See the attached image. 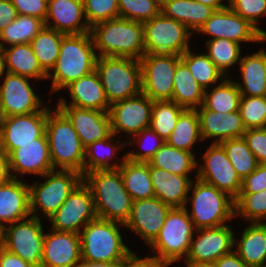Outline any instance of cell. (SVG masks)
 <instances>
[{"instance_id": "obj_6", "label": "cell", "mask_w": 266, "mask_h": 267, "mask_svg": "<svg viewBox=\"0 0 266 267\" xmlns=\"http://www.w3.org/2000/svg\"><path fill=\"white\" fill-rule=\"evenodd\" d=\"M95 71L99 75L106 99L110 105L142 93L140 60L97 56Z\"/></svg>"}, {"instance_id": "obj_9", "label": "cell", "mask_w": 266, "mask_h": 267, "mask_svg": "<svg viewBox=\"0 0 266 267\" xmlns=\"http://www.w3.org/2000/svg\"><path fill=\"white\" fill-rule=\"evenodd\" d=\"M47 180L29 187L30 212L38 217L37 206L47 217H51L67 199L75 187L83 180L81 173L73 170L50 171L43 175Z\"/></svg>"}, {"instance_id": "obj_51", "label": "cell", "mask_w": 266, "mask_h": 267, "mask_svg": "<svg viewBox=\"0 0 266 267\" xmlns=\"http://www.w3.org/2000/svg\"><path fill=\"white\" fill-rule=\"evenodd\" d=\"M243 138L258 163L266 164V128L248 129Z\"/></svg>"}, {"instance_id": "obj_19", "label": "cell", "mask_w": 266, "mask_h": 267, "mask_svg": "<svg viewBox=\"0 0 266 267\" xmlns=\"http://www.w3.org/2000/svg\"><path fill=\"white\" fill-rule=\"evenodd\" d=\"M28 77L6 72L3 84L0 86V108L3 117L48 111L40 107L41 100L34 93Z\"/></svg>"}, {"instance_id": "obj_54", "label": "cell", "mask_w": 266, "mask_h": 267, "mask_svg": "<svg viewBox=\"0 0 266 267\" xmlns=\"http://www.w3.org/2000/svg\"><path fill=\"white\" fill-rule=\"evenodd\" d=\"M18 16L17 10L12 5L11 0H3L0 2V33Z\"/></svg>"}, {"instance_id": "obj_14", "label": "cell", "mask_w": 266, "mask_h": 267, "mask_svg": "<svg viewBox=\"0 0 266 267\" xmlns=\"http://www.w3.org/2000/svg\"><path fill=\"white\" fill-rule=\"evenodd\" d=\"M203 157L205 165L199 167L197 178L215 186L235 200L240 193L242 180L233 168L223 146L220 143H212Z\"/></svg>"}, {"instance_id": "obj_39", "label": "cell", "mask_w": 266, "mask_h": 267, "mask_svg": "<svg viewBox=\"0 0 266 267\" xmlns=\"http://www.w3.org/2000/svg\"><path fill=\"white\" fill-rule=\"evenodd\" d=\"M45 27L44 21L35 16L18 15L0 33V40L9 45L27 44Z\"/></svg>"}, {"instance_id": "obj_33", "label": "cell", "mask_w": 266, "mask_h": 267, "mask_svg": "<svg viewBox=\"0 0 266 267\" xmlns=\"http://www.w3.org/2000/svg\"><path fill=\"white\" fill-rule=\"evenodd\" d=\"M215 10L196 0H174L161 8V13L168 18L177 20L188 29L198 31L211 17Z\"/></svg>"}, {"instance_id": "obj_42", "label": "cell", "mask_w": 266, "mask_h": 267, "mask_svg": "<svg viewBox=\"0 0 266 267\" xmlns=\"http://www.w3.org/2000/svg\"><path fill=\"white\" fill-rule=\"evenodd\" d=\"M181 60L187 65L196 82L204 89L217 83L221 77L225 78L207 54L194 55L189 48L181 55Z\"/></svg>"}, {"instance_id": "obj_44", "label": "cell", "mask_w": 266, "mask_h": 267, "mask_svg": "<svg viewBox=\"0 0 266 267\" xmlns=\"http://www.w3.org/2000/svg\"><path fill=\"white\" fill-rule=\"evenodd\" d=\"M208 57L216 67L227 77V69L240 60V43L229 39H210L206 42Z\"/></svg>"}, {"instance_id": "obj_28", "label": "cell", "mask_w": 266, "mask_h": 267, "mask_svg": "<svg viewBox=\"0 0 266 267\" xmlns=\"http://www.w3.org/2000/svg\"><path fill=\"white\" fill-rule=\"evenodd\" d=\"M29 185L17 178L0 184V228L3 221L11 224L28 218L30 212Z\"/></svg>"}, {"instance_id": "obj_25", "label": "cell", "mask_w": 266, "mask_h": 267, "mask_svg": "<svg viewBox=\"0 0 266 267\" xmlns=\"http://www.w3.org/2000/svg\"><path fill=\"white\" fill-rule=\"evenodd\" d=\"M82 18L85 19L83 0H48L44 25L65 35L88 33L90 27L86 21L80 23Z\"/></svg>"}, {"instance_id": "obj_62", "label": "cell", "mask_w": 266, "mask_h": 267, "mask_svg": "<svg viewBox=\"0 0 266 267\" xmlns=\"http://www.w3.org/2000/svg\"><path fill=\"white\" fill-rule=\"evenodd\" d=\"M174 0H157L159 6L162 8L165 4L173 2Z\"/></svg>"}, {"instance_id": "obj_12", "label": "cell", "mask_w": 266, "mask_h": 267, "mask_svg": "<svg viewBox=\"0 0 266 267\" xmlns=\"http://www.w3.org/2000/svg\"><path fill=\"white\" fill-rule=\"evenodd\" d=\"M2 235L6 250L36 267L41 266L45 234L39 217L31 216L11 223L2 229Z\"/></svg>"}, {"instance_id": "obj_57", "label": "cell", "mask_w": 266, "mask_h": 267, "mask_svg": "<svg viewBox=\"0 0 266 267\" xmlns=\"http://www.w3.org/2000/svg\"><path fill=\"white\" fill-rule=\"evenodd\" d=\"M213 265L214 267H250L246 265L233 250L230 253L222 255Z\"/></svg>"}, {"instance_id": "obj_17", "label": "cell", "mask_w": 266, "mask_h": 267, "mask_svg": "<svg viewBox=\"0 0 266 267\" xmlns=\"http://www.w3.org/2000/svg\"><path fill=\"white\" fill-rule=\"evenodd\" d=\"M198 31L213 36L211 39L223 38L237 43L266 40L256 27L236 14L229 6L215 10Z\"/></svg>"}, {"instance_id": "obj_3", "label": "cell", "mask_w": 266, "mask_h": 267, "mask_svg": "<svg viewBox=\"0 0 266 267\" xmlns=\"http://www.w3.org/2000/svg\"><path fill=\"white\" fill-rule=\"evenodd\" d=\"M90 32L83 34L64 35L54 73H48L47 78H53L51 90L58 91L79 78L95 70L97 54ZM52 74V75H51Z\"/></svg>"}, {"instance_id": "obj_2", "label": "cell", "mask_w": 266, "mask_h": 267, "mask_svg": "<svg viewBox=\"0 0 266 267\" xmlns=\"http://www.w3.org/2000/svg\"><path fill=\"white\" fill-rule=\"evenodd\" d=\"M89 186L97 218L125 224L132 199L124 187L119 169L90 171L83 176Z\"/></svg>"}, {"instance_id": "obj_45", "label": "cell", "mask_w": 266, "mask_h": 267, "mask_svg": "<svg viewBox=\"0 0 266 267\" xmlns=\"http://www.w3.org/2000/svg\"><path fill=\"white\" fill-rule=\"evenodd\" d=\"M234 203L235 216L241 215L250 223H258L266 218V189L257 193H239Z\"/></svg>"}, {"instance_id": "obj_26", "label": "cell", "mask_w": 266, "mask_h": 267, "mask_svg": "<svg viewBox=\"0 0 266 267\" xmlns=\"http://www.w3.org/2000/svg\"><path fill=\"white\" fill-rule=\"evenodd\" d=\"M154 195L171 208L186 207L191 180L188 176H180L149 164Z\"/></svg>"}, {"instance_id": "obj_27", "label": "cell", "mask_w": 266, "mask_h": 267, "mask_svg": "<svg viewBox=\"0 0 266 267\" xmlns=\"http://www.w3.org/2000/svg\"><path fill=\"white\" fill-rule=\"evenodd\" d=\"M65 88L69 89L72 102L68 105L66 104V100L62 98L59 100L57 106H74L82 109L109 112L110 104L106 99L104 88L95 70L73 81Z\"/></svg>"}, {"instance_id": "obj_37", "label": "cell", "mask_w": 266, "mask_h": 267, "mask_svg": "<svg viewBox=\"0 0 266 267\" xmlns=\"http://www.w3.org/2000/svg\"><path fill=\"white\" fill-rule=\"evenodd\" d=\"M64 35L45 26L30 42L39 65L47 74L58 60Z\"/></svg>"}, {"instance_id": "obj_48", "label": "cell", "mask_w": 266, "mask_h": 267, "mask_svg": "<svg viewBox=\"0 0 266 267\" xmlns=\"http://www.w3.org/2000/svg\"><path fill=\"white\" fill-rule=\"evenodd\" d=\"M85 21L95 24L119 17L118 0H83Z\"/></svg>"}, {"instance_id": "obj_56", "label": "cell", "mask_w": 266, "mask_h": 267, "mask_svg": "<svg viewBox=\"0 0 266 267\" xmlns=\"http://www.w3.org/2000/svg\"><path fill=\"white\" fill-rule=\"evenodd\" d=\"M0 267H36L3 248L0 252Z\"/></svg>"}, {"instance_id": "obj_21", "label": "cell", "mask_w": 266, "mask_h": 267, "mask_svg": "<svg viewBox=\"0 0 266 267\" xmlns=\"http://www.w3.org/2000/svg\"><path fill=\"white\" fill-rule=\"evenodd\" d=\"M57 108L71 122L84 148L112 134L109 112L74 106H57Z\"/></svg>"}, {"instance_id": "obj_43", "label": "cell", "mask_w": 266, "mask_h": 267, "mask_svg": "<svg viewBox=\"0 0 266 267\" xmlns=\"http://www.w3.org/2000/svg\"><path fill=\"white\" fill-rule=\"evenodd\" d=\"M112 136L115 137V135L112 133L109 137L95 141L94 143H91L84 148V175L90 171L96 170H115L122 165L123 160L120 162L121 164L118 163L111 165L110 163H108L109 159L111 160L113 158V151H116L120 148V146H112ZM104 147L107 148L108 151H105L106 153H104V156H101L99 152L101 149H104ZM86 158L88 159V161Z\"/></svg>"}, {"instance_id": "obj_29", "label": "cell", "mask_w": 266, "mask_h": 267, "mask_svg": "<svg viewBox=\"0 0 266 267\" xmlns=\"http://www.w3.org/2000/svg\"><path fill=\"white\" fill-rule=\"evenodd\" d=\"M241 83L235 82L241 96H266V51L240 58Z\"/></svg>"}, {"instance_id": "obj_24", "label": "cell", "mask_w": 266, "mask_h": 267, "mask_svg": "<svg viewBox=\"0 0 266 267\" xmlns=\"http://www.w3.org/2000/svg\"><path fill=\"white\" fill-rule=\"evenodd\" d=\"M196 111L199 117L201 140L214 137L216 140L213 143H220L227 139L241 138L246 132L239 111L213 112L202 105L196 108Z\"/></svg>"}, {"instance_id": "obj_5", "label": "cell", "mask_w": 266, "mask_h": 267, "mask_svg": "<svg viewBox=\"0 0 266 267\" xmlns=\"http://www.w3.org/2000/svg\"><path fill=\"white\" fill-rule=\"evenodd\" d=\"M45 134L53 170L77 171L84 176V147L68 118L57 108H48Z\"/></svg>"}, {"instance_id": "obj_41", "label": "cell", "mask_w": 266, "mask_h": 267, "mask_svg": "<svg viewBox=\"0 0 266 267\" xmlns=\"http://www.w3.org/2000/svg\"><path fill=\"white\" fill-rule=\"evenodd\" d=\"M220 144L223 146L237 175L243 180L250 175L259 165L255 155L248 148L243 137L227 139Z\"/></svg>"}, {"instance_id": "obj_16", "label": "cell", "mask_w": 266, "mask_h": 267, "mask_svg": "<svg viewBox=\"0 0 266 267\" xmlns=\"http://www.w3.org/2000/svg\"><path fill=\"white\" fill-rule=\"evenodd\" d=\"M197 231L201 235L196 240L192 238L188 255L184 258L187 266L213 264L222 255L233 250L235 237L230 226L200 228Z\"/></svg>"}, {"instance_id": "obj_4", "label": "cell", "mask_w": 266, "mask_h": 267, "mask_svg": "<svg viewBox=\"0 0 266 267\" xmlns=\"http://www.w3.org/2000/svg\"><path fill=\"white\" fill-rule=\"evenodd\" d=\"M117 224L124 226L96 218L83 227L79 233L83 261L125 263L133 252L123 243Z\"/></svg>"}, {"instance_id": "obj_46", "label": "cell", "mask_w": 266, "mask_h": 267, "mask_svg": "<svg viewBox=\"0 0 266 267\" xmlns=\"http://www.w3.org/2000/svg\"><path fill=\"white\" fill-rule=\"evenodd\" d=\"M238 111L246 130L266 128V96H241Z\"/></svg>"}, {"instance_id": "obj_30", "label": "cell", "mask_w": 266, "mask_h": 267, "mask_svg": "<svg viewBox=\"0 0 266 267\" xmlns=\"http://www.w3.org/2000/svg\"><path fill=\"white\" fill-rule=\"evenodd\" d=\"M237 255L250 267H266V223H251L242 233Z\"/></svg>"}, {"instance_id": "obj_18", "label": "cell", "mask_w": 266, "mask_h": 267, "mask_svg": "<svg viewBox=\"0 0 266 267\" xmlns=\"http://www.w3.org/2000/svg\"><path fill=\"white\" fill-rule=\"evenodd\" d=\"M153 101L141 93L131 98L114 102L110 105L111 131L126 132L136 135L151 125V109Z\"/></svg>"}, {"instance_id": "obj_49", "label": "cell", "mask_w": 266, "mask_h": 267, "mask_svg": "<svg viewBox=\"0 0 266 267\" xmlns=\"http://www.w3.org/2000/svg\"><path fill=\"white\" fill-rule=\"evenodd\" d=\"M228 2V6L236 14L249 21L266 37V31L257 26L258 18L266 15V0H229Z\"/></svg>"}, {"instance_id": "obj_65", "label": "cell", "mask_w": 266, "mask_h": 267, "mask_svg": "<svg viewBox=\"0 0 266 267\" xmlns=\"http://www.w3.org/2000/svg\"><path fill=\"white\" fill-rule=\"evenodd\" d=\"M2 121H3V115H2V112H1V108H0V126L2 124Z\"/></svg>"}, {"instance_id": "obj_59", "label": "cell", "mask_w": 266, "mask_h": 267, "mask_svg": "<svg viewBox=\"0 0 266 267\" xmlns=\"http://www.w3.org/2000/svg\"><path fill=\"white\" fill-rule=\"evenodd\" d=\"M78 267H124V263L89 262L82 260Z\"/></svg>"}, {"instance_id": "obj_7", "label": "cell", "mask_w": 266, "mask_h": 267, "mask_svg": "<svg viewBox=\"0 0 266 267\" xmlns=\"http://www.w3.org/2000/svg\"><path fill=\"white\" fill-rule=\"evenodd\" d=\"M194 225L186 207L171 208L155 241L150 245L153 258L171 265L187 256L194 233Z\"/></svg>"}, {"instance_id": "obj_52", "label": "cell", "mask_w": 266, "mask_h": 267, "mask_svg": "<svg viewBox=\"0 0 266 267\" xmlns=\"http://www.w3.org/2000/svg\"><path fill=\"white\" fill-rule=\"evenodd\" d=\"M18 15L35 16L45 21L48 0H11Z\"/></svg>"}, {"instance_id": "obj_10", "label": "cell", "mask_w": 266, "mask_h": 267, "mask_svg": "<svg viewBox=\"0 0 266 267\" xmlns=\"http://www.w3.org/2000/svg\"><path fill=\"white\" fill-rule=\"evenodd\" d=\"M143 24L145 53H165L181 56L189 49L193 32L177 20L162 13Z\"/></svg>"}, {"instance_id": "obj_20", "label": "cell", "mask_w": 266, "mask_h": 267, "mask_svg": "<svg viewBox=\"0 0 266 267\" xmlns=\"http://www.w3.org/2000/svg\"><path fill=\"white\" fill-rule=\"evenodd\" d=\"M170 209L157 197L132 201L131 214L124 226L151 245L159 235Z\"/></svg>"}, {"instance_id": "obj_11", "label": "cell", "mask_w": 266, "mask_h": 267, "mask_svg": "<svg viewBox=\"0 0 266 267\" xmlns=\"http://www.w3.org/2000/svg\"><path fill=\"white\" fill-rule=\"evenodd\" d=\"M181 56L165 53H145L141 59L142 93L152 101L171 100L173 78Z\"/></svg>"}, {"instance_id": "obj_55", "label": "cell", "mask_w": 266, "mask_h": 267, "mask_svg": "<svg viewBox=\"0 0 266 267\" xmlns=\"http://www.w3.org/2000/svg\"><path fill=\"white\" fill-rule=\"evenodd\" d=\"M167 263L153 257L139 258L134 253L125 261L124 267H167Z\"/></svg>"}, {"instance_id": "obj_63", "label": "cell", "mask_w": 266, "mask_h": 267, "mask_svg": "<svg viewBox=\"0 0 266 267\" xmlns=\"http://www.w3.org/2000/svg\"><path fill=\"white\" fill-rule=\"evenodd\" d=\"M187 267H214L213 264H204V265H193V266H187Z\"/></svg>"}, {"instance_id": "obj_61", "label": "cell", "mask_w": 266, "mask_h": 267, "mask_svg": "<svg viewBox=\"0 0 266 267\" xmlns=\"http://www.w3.org/2000/svg\"><path fill=\"white\" fill-rule=\"evenodd\" d=\"M6 68V58L2 47L0 46V77L4 74Z\"/></svg>"}, {"instance_id": "obj_22", "label": "cell", "mask_w": 266, "mask_h": 267, "mask_svg": "<svg viewBox=\"0 0 266 267\" xmlns=\"http://www.w3.org/2000/svg\"><path fill=\"white\" fill-rule=\"evenodd\" d=\"M81 261L79 234L52 230L44 235L40 267H78Z\"/></svg>"}, {"instance_id": "obj_1", "label": "cell", "mask_w": 266, "mask_h": 267, "mask_svg": "<svg viewBox=\"0 0 266 267\" xmlns=\"http://www.w3.org/2000/svg\"><path fill=\"white\" fill-rule=\"evenodd\" d=\"M98 56L122 57L140 60L145 54L143 24L117 17L90 28Z\"/></svg>"}, {"instance_id": "obj_53", "label": "cell", "mask_w": 266, "mask_h": 267, "mask_svg": "<svg viewBox=\"0 0 266 267\" xmlns=\"http://www.w3.org/2000/svg\"><path fill=\"white\" fill-rule=\"evenodd\" d=\"M266 189V164L258 167L242 180L240 193H257Z\"/></svg>"}, {"instance_id": "obj_38", "label": "cell", "mask_w": 266, "mask_h": 267, "mask_svg": "<svg viewBox=\"0 0 266 267\" xmlns=\"http://www.w3.org/2000/svg\"><path fill=\"white\" fill-rule=\"evenodd\" d=\"M201 139L196 109H184L166 143L174 148L192 152L193 144Z\"/></svg>"}, {"instance_id": "obj_40", "label": "cell", "mask_w": 266, "mask_h": 267, "mask_svg": "<svg viewBox=\"0 0 266 267\" xmlns=\"http://www.w3.org/2000/svg\"><path fill=\"white\" fill-rule=\"evenodd\" d=\"M184 109L172 100L153 101L150 127L164 142L169 138Z\"/></svg>"}, {"instance_id": "obj_64", "label": "cell", "mask_w": 266, "mask_h": 267, "mask_svg": "<svg viewBox=\"0 0 266 267\" xmlns=\"http://www.w3.org/2000/svg\"><path fill=\"white\" fill-rule=\"evenodd\" d=\"M3 248V236H0V252Z\"/></svg>"}, {"instance_id": "obj_13", "label": "cell", "mask_w": 266, "mask_h": 267, "mask_svg": "<svg viewBox=\"0 0 266 267\" xmlns=\"http://www.w3.org/2000/svg\"><path fill=\"white\" fill-rule=\"evenodd\" d=\"M96 218L92 192L82 180L48 219L52 222V230L79 234L87 223Z\"/></svg>"}, {"instance_id": "obj_35", "label": "cell", "mask_w": 266, "mask_h": 267, "mask_svg": "<svg viewBox=\"0 0 266 267\" xmlns=\"http://www.w3.org/2000/svg\"><path fill=\"white\" fill-rule=\"evenodd\" d=\"M148 163L151 166L180 176H188V172L194 171L198 165L192 152L174 148L166 142L163 143Z\"/></svg>"}, {"instance_id": "obj_47", "label": "cell", "mask_w": 266, "mask_h": 267, "mask_svg": "<svg viewBox=\"0 0 266 267\" xmlns=\"http://www.w3.org/2000/svg\"><path fill=\"white\" fill-rule=\"evenodd\" d=\"M118 8L119 17L141 23L161 13L157 0H118Z\"/></svg>"}, {"instance_id": "obj_32", "label": "cell", "mask_w": 266, "mask_h": 267, "mask_svg": "<svg viewBox=\"0 0 266 267\" xmlns=\"http://www.w3.org/2000/svg\"><path fill=\"white\" fill-rule=\"evenodd\" d=\"M5 44L0 42L5 58L7 73L25 76L28 78H37L45 80L47 73L41 68L33 52L30 43L11 45L5 48Z\"/></svg>"}, {"instance_id": "obj_23", "label": "cell", "mask_w": 266, "mask_h": 267, "mask_svg": "<svg viewBox=\"0 0 266 267\" xmlns=\"http://www.w3.org/2000/svg\"><path fill=\"white\" fill-rule=\"evenodd\" d=\"M11 178H17L11 172L21 174H37L43 176L53 171L47 136L44 133L36 139V143L19 145L8 155Z\"/></svg>"}, {"instance_id": "obj_66", "label": "cell", "mask_w": 266, "mask_h": 267, "mask_svg": "<svg viewBox=\"0 0 266 267\" xmlns=\"http://www.w3.org/2000/svg\"><path fill=\"white\" fill-rule=\"evenodd\" d=\"M0 236H3V235H2V229H1V228H0Z\"/></svg>"}, {"instance_id": "obj_31", "label": "cell", "mask_w": 266, "mask_h": 267, "mask_svg": "<svg viewBox=\"0 0 266 267\" xmlns=\"http://www.w3.org/2000/svg\"><path fill=\"white\" fill-rule=\"evenodd\" d=\"M118 168L126 191L133 201L155 197L148 162H134L123 156Z\"/></svg>"}, {"instance_id": "obj_60", "label": "cell", "mask_w": 266, "mask_h": 267, "mask_svg": "<svg viewBox=\"0 0 266 267\" xmlns=\"http://www.w3.org/2000/svg\"><path fill=\"white\" fill-rule=\"evenodd\" d=\"M203 5L212 7L214 10H219L225 8L226 6L222 4L223 0H196Z\"/></svg>"}, {"instance_id": "obj_36", "label": "cell", "mask_w": 266, "mask_h": 267, "mask_svg": "<svg viewBox=\"0 0 266 267\" xmlns=\"http://www.w3.org/2000/svg\"><path fill=\"white\" fill-rule=\"evenodd\" d=\"M221 80V83L214 87L211 93H208L207 89L204 90L202 106L213 112L229 113L238 111L241 100L238 86L228 79V76Z\"/></svg>"}, {"instance_id": "obj_15", "label": "cell", "mask_w": 266, "mask_h": 267, "mask_svg": "<svg viewBox=\"0 0 266 267\" xmlns=\"http://www.w3.org/2000/svg\"><path fill=\"white\" fill-rule=\"evenodd\" d=\"M47 111L3 117L0 126V150L7 156L19 145L36 143L45 133Z\"/></svg>"}, {"instance_id": "obj_8", "label": "cell", "mask_w": 266, "mask_h": 267, "mask_svg": "<svg viewBox=\"0 0 266 267\" xmlns=\"http://www.w3.org/2000/svg\"><path fill=\"white\" fill-rule=\"evenodd\" d=\"M192 187V212L188 215L196 230L223 226L235 216L234 199L228 194L198 178L195 183L191 182Z\"/></svg>"}, {"instance_id": "obj_50", "label": "cell", "mask_w": 266, "mask_h": 267, "mask_svg": "<svg viewBox=\"0 0 266 267\" xmlns=\"http://www.w3.org/2000/svg\"><path fill=\"white\" fill-rule=\"evenodd\" d=\"M141 135L144 136L145 138V142L147 139L151 138L154 139V141L157 139L159 142H157L154 145H149V146H145L144 145V141L141 142L139 141V144L142 145V148H144L145 151L143 152H139V153H127L126 158L130 161H134V162H148L154 155L155 153L161 148V146L163 145L164 141L162 140V138L151 128H146L143 129L141 132L137 133L135 136L136 138L138 137V139H141Z\"/></svg>"}, {"instance_id": "obj_58", "label": "cell", "mask_w": 266, "mask_h": 267, "mask_svg": "<svg viewBox=\"0 0 266 267\" xmlns=\"http://www.w3.org/2000/svg\"><path fill=\"white\" fill-rule=\"evenodd\" d=\"M10 178L8 156L0 150V184L5 183Z\"/></svg>"}, {"instance_id": "obj_34", "label": "cell", "mask_w": 266, "mask_h": 267, "mask_svg": "<svg viewBox=\"0 0 266 267\" xmlns=\"http://www.w3.org/2000/svg\"><path fill=\"white\" fill-rule=\"evenodd\" d=\"M173 82V102L186 109H196L203 104L205 89L196 82L182 60L177 64Z\"/></svg>"}]
</instances>
